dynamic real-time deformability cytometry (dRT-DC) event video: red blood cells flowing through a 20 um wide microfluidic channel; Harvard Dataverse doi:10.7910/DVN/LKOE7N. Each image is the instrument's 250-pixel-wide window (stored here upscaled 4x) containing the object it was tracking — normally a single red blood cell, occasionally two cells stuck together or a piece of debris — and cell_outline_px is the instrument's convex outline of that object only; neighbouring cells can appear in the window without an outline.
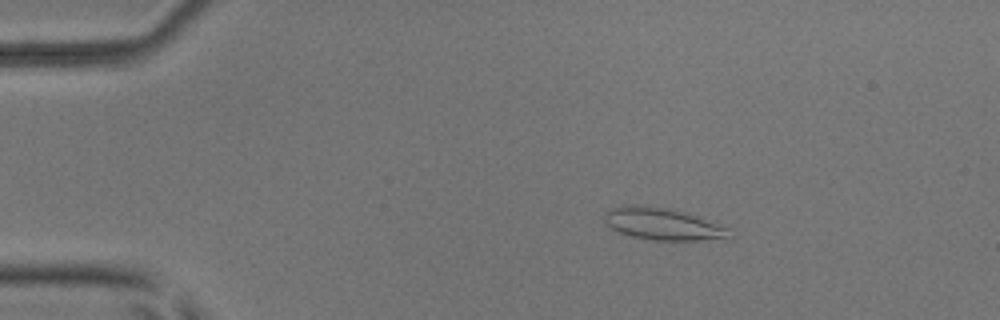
{"species": "common noctule bat (a hibernating species)", "species_latin": "Nyctalus noctula", "temperature_condition": "room temperature", "stored_images_in_passage": 53, "camera_frame_rate_fps": 3000, "um_per_image_px": 0.085, "animal": {"sex": "male", "body_mass_g": 17.9, "forearm_length_mm": 54.2}, "frame": {"image": 1, "passage_image": 10, "time_ms": 3.0, "image_size_px": [1000, 320], "cell_outline_px": [[736, 240], [652, 240], [632, 236], [620, 232], [612, 228], [604, 220], [604, 212], [620, 204], [640, 204], [668, 208], [688, 212], [728, 228], [736, 236]], "centroid_in_image_um": [56.43, 19.04], "position_along_channel_um": 28.6, "area_um2": 24.04}}
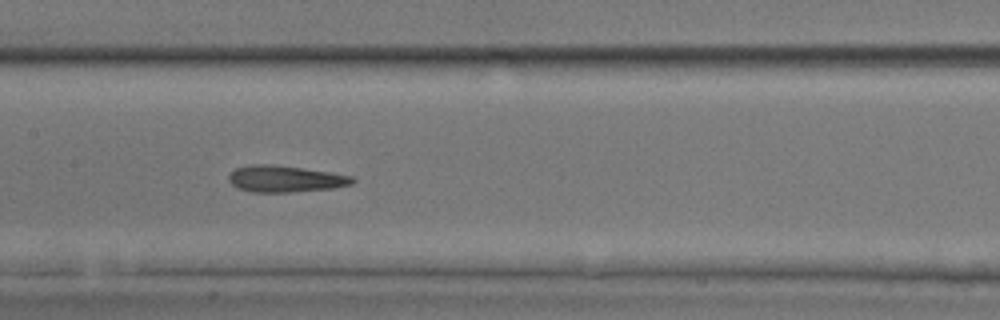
{"frame": {"image": 2, "passage_image": 27, "time_ms": 8.667, "image_size_px": [1000, 320], "cell_outline_px": [[356, 180], [352, 184], [332, 188], [288, 192], [252, 192], [236, 188], [228, 180], [228, 176], [236, 168], [252, 164], [264, 164], [300, 168], [328, 172], [352, 176]], "centroid_in_image_um": [24.21, 15.21], "position_along_channel_um": 183.2, "area_um2": 18.84}}
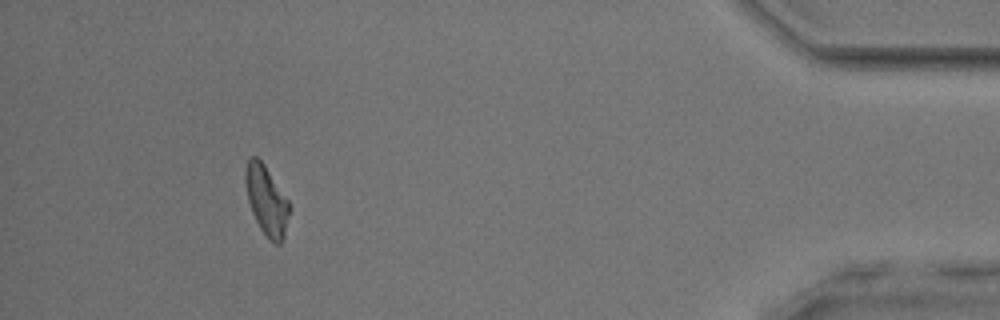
{"frame": {"image": 3, "passage_image": 49, "time_ms": 16.0, "image_size_px": [1000, 320], "cell_outline_px": [[288, 216], [284, 240], [280, 244], [276, 244], [268, 240], [260, 228], [252, 212], [248, 200], [244, 180], [244, 172], [248, 156], [256, 156], [264, 164], [288, 200]], "centroid_in_image_um": [22.62, 17.03], "position_along_channel_um": 412.6, "area_um2": 17.74}, "authors_computed_cell_mechanics": {"area_um2": 18.9584, "velocity_mm_per_s": 3.9268, "shape_relaxation_time_tau1_ms": 10.913, "shape_relaxation_time_tau2_ms": 2.9447, "deformation_change_tau1": 0.1979, "deformation_change_tau2": 0.1263}}